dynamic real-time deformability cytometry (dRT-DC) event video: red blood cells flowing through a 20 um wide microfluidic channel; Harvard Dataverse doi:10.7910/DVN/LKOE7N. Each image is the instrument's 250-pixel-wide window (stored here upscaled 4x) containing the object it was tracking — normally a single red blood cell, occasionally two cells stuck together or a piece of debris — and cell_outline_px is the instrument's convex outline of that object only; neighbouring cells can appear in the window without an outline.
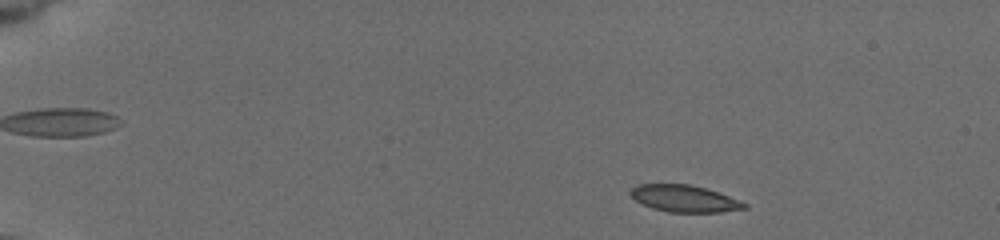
{"species": "common noctule bat (a hibernating species)", "species_latin": "Nyctalus noctula", "temperature_condition": "cold", "stored_images_in_passage": 50, "camera_frame_rate_fps": 3000, "um_per_image_px": 0.085, "animal": {"sex": "female", "body_mass_g": 19.5, "forearm_length_mm": 54.1}, "frame": {"image": 1, "passage_image": 4, "time_ms": 1.0, "image_size_px": [1000, 240], "cell_outline_px": [[748, 208], [720, 212], [668, 212], [652, 208], [636, 200], [628, 192], [636, 184], [688, 184], [704, 188], [740, 200], [748, 204]], "centroid_in_image_um": [58.17, 16.88], "position_along_channel_um": 26.8, "area_um2": 17.69}}
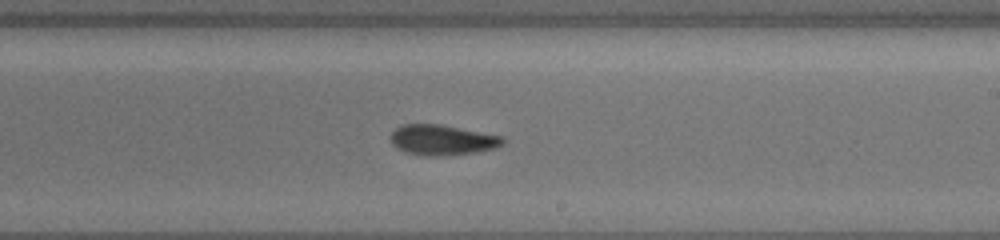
{"frame": {"image": 2, "passage_image": 30, "time_ms": 9.667, "image_size_px": [1000, 240], "cell_outline_px": [[504, 144], [496, 148], [476, 152], [440, 156], [420, 156], [396, 148], [392, 144], [392, 132], [396, 128], [404, 124], [440, 124], [504, 136]], "centroid_in_image_um": [37.62, 11.9], "position_along_channel_um": 251.4, "area_um2": 19.88}}
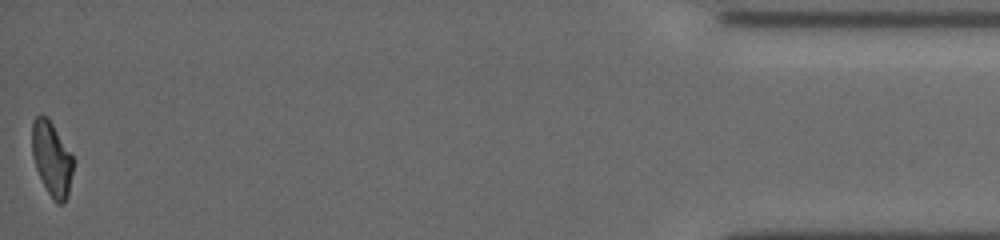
{"frame": {"image": 3, "passage_image": 50, "time_ms": 16.333, "image_size_px": [1000, 240], "cell_outline_px": [[72, 172], [68, 196], [60, 204], [56, 204], [52, 200], [36, 168], [32, 156], [32, 120], [36, 116], [48, 116], [72, 156]], "centroid_in_image_um": [4.38, 13.49], "position_along_channel_um": 430.8, "area_um2": 17.51}, "authors_computed_cell_mechanics": {"area_um2": 19.5364, "velocity_mm_per_s": 3.8397, "shape_relaxation_time_tau1_ms": 8.6262, "shape_relaxation_time_tau2_ms": 3.1569, "deformation_change_tau1": 0.1758, "deformation_change_tau2": 0.0846}}